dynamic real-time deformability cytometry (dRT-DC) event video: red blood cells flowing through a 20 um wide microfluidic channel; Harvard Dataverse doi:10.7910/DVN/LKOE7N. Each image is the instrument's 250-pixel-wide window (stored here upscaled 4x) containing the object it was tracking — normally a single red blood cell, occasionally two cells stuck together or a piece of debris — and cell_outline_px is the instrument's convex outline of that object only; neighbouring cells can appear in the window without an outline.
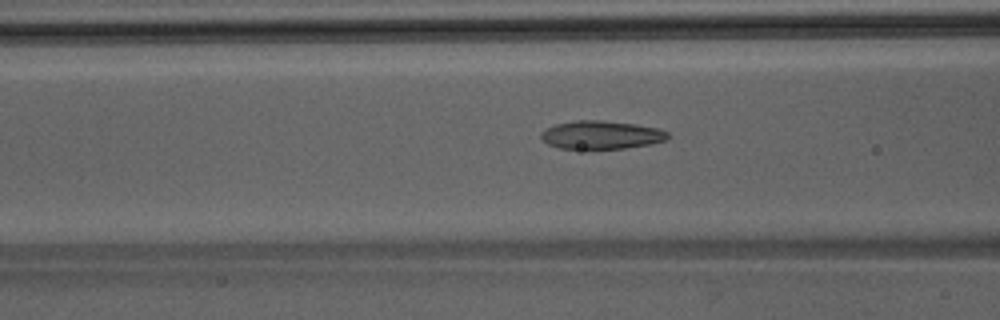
{"species": "Egyptian fruit bat (a non-hibernating species)", "species_latin": "Rousettus aegyptiacus", "temperature_condition": "room temperature", "stored_images_in_passage": 46, "camera_frame_rate_fps": 3000, "um_per_image_px": 0.085, "animal": {"sex": "male"}, "frame": {"image": 1, "passage_image": 20, "time_ms": 6.333, "image_size_px": [1000, 320], "cell_outline_px": [[668, 140], [652, 144], [624, 148], [560, 148], [548, 144], [540, 136], [540, 132], [556, 124], [576, 120], [600, 120], [636, 124], [660, 128], [668, 132]], "centroid_in_image_um": [51.15, 11.46], "position_along_channel_um": 115.4, "area_um2": 20.81}}
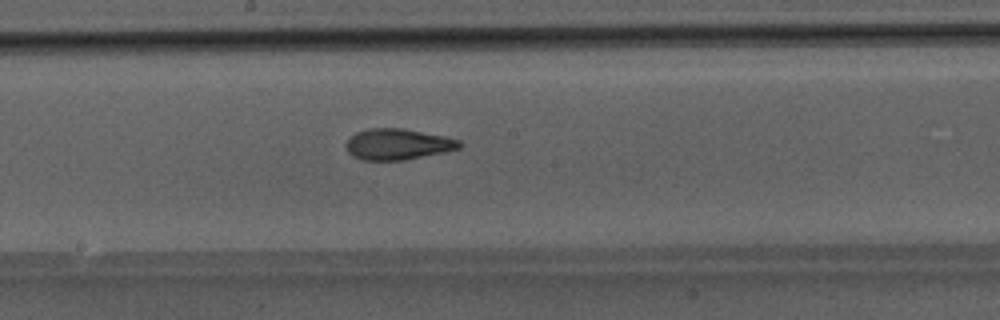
{"frame": {"image": 2, "passage_image": 27, "time_ms": 8.667, "image_size_px": [1000, 320], "cell_outline_px": [[464, 144], [460, 148], [444, 152], [404, 160], [360, 160], [352, 156], [348, 152], [344, 144], [356, 132], [368, 128], [404, 128], [444, 136], [460, 140]], "centroid_in_image_um": [33.8, 12.26], "position_along_channel_um": 214.4, "area_um2": 20.63}}
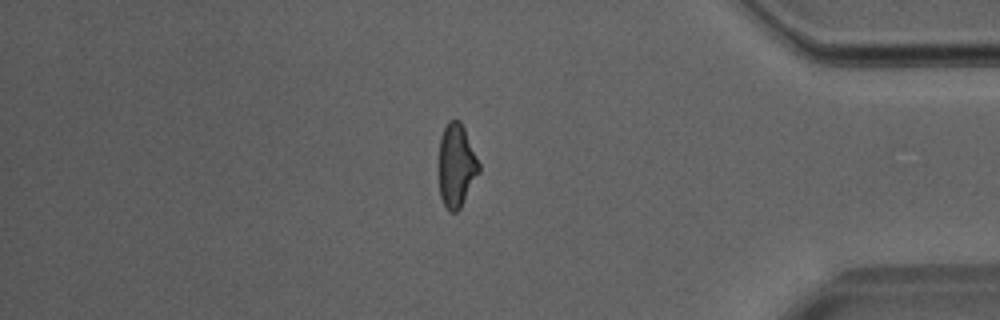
{"frame": {"image": 3, "passage_image": 42, "time_ms": 13.667, "image_size_px": [1000, 320], "cell_outline_px": [[480, 172], [460, 208], [456, 212], [448, 212], [440, 196], [440, 136], [448, 120], [460, 120], [464, 128], [480, 164]], "centroid_in_image_um": [38.81, 14.07], "position_along_channel_um": 396.4, "area_um2": 19.31}}